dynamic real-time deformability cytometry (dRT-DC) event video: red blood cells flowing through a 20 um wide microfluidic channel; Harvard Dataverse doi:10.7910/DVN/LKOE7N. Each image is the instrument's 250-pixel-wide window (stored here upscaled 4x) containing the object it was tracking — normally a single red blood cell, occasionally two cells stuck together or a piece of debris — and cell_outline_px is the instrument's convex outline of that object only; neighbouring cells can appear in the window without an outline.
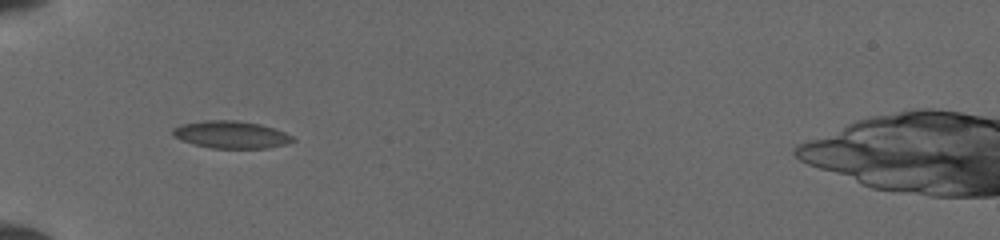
{"species": "common noctule bat (a hibernating species)", "species_latin": "Nyctalus noctula", "temperature_condition": "cold", "stored_images_in_passage": 2, "camera_frame_rate_fps": 3000, "um_per_image_px": 0.085, "animal": {"sex": "female", "body_mass_g": 19.5, "forearm_length_mm": 54.1}, "frame": {"image": 1, "passage_image": 1, "time_ms": 0.0, "image_size_px": [1000, 240], "cell_outline_px": [[296, 140], [284, 144], [268, 148], [212, 148], [192, 144], [180, 140], [172, 136], [172, 128], [180, 124], [204, 120], [236, 120], [260, 124], [284, 132], [292, 136]], "centroid_in_image_um": [19.57, 11.44], "position_along_channel_um": 65.4, "area_um2": 19.19}}
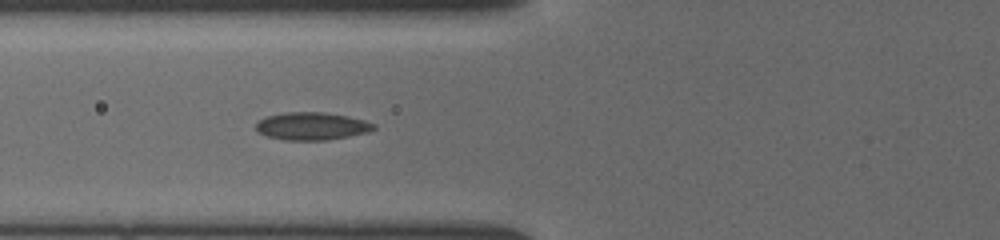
{"frame": {"image": 2, "passage_image": 2, "time_ms": 1.0, "image_size_px": [1000, 240], "cell_outline_px": [[376, 128], [368, 132], [328, 140], [284, 140], [264, 136], [256, 132], [256, 124], [260, 120], [268, 116], [284, 112], [324, 112], [348, 116], [364, 120], [376, 124]], "centroid_in_image_um": [26.49, 10.72], "position_along_channel_um": 99.3, "area_um2": 19.13}}